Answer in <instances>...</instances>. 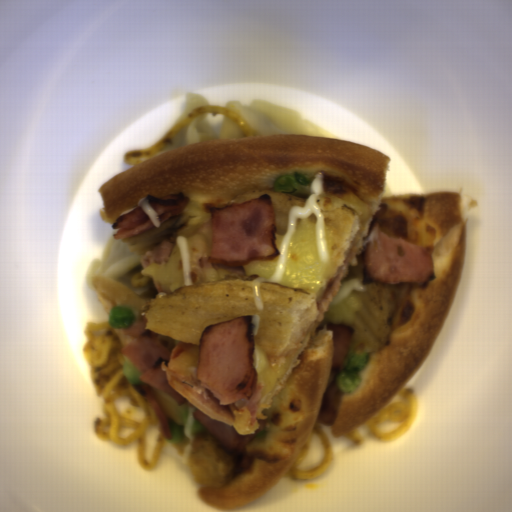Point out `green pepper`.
<instances>
[{
  "mask_svg": "<svg viewBox=\"0 0 512 512\" xmlns=\"http://www.w3.org/2000/svg\"><path fill=\"white\" fill-rule=\"evenodd\" d=\"M122 370L129 385L133 388L134 384L142 383L139 379L140 370L133 363L123 360Z\"/></svg>",
  "mask_w": 512,
  "mask_h": 512,
  "instance_id": "5",
  "label": "green pepper"
},
{
  "mask_svg": "<svg viewBox=\"0 0 512 512\" xmlns=\"http://www.w3.org/2000/svg\"><path fill=\"white\" fill-rule=\"evenodd\" d=\"M177 409L180 413V422H177L171 416H165L171 430L172 437L169 443L175 444L183 441L185 438L184 426L188 423V404L185 402L184 405L180 406L177 404Z\"/></svg>",
  "mask_w": 512,
  "mask_h": 512,
  "instance_id": "4",
  "label": "green pepper"
},
{
  "mask_svg": "<svg viewBox=\"0 0 512 512\" xmlns=\"http://www.w3.org/2000/svg\"><path fill=\"white\" fill-rule=\"evenodd\" d=\"M136 318L131 306L119 304L109 310L108 323L111 329L124 330L132 327Z\"/></svg>",
  "mask_w": 512,
  "mask_h": 512,
  "instance_id": "3",
  "label": "green pepper"
},
{
  "mask_svg": "<svg viewBox=\"0 0 512 512\" xmlns=\"http://www.w3.org/2000/svg\"><path fill=\"white\" fill-rule=\"evenodd\" d=\"M311 179L300 171L280 174L272 182L273 191L296 194L300 186L310 185Z\"/></svg>",
  "mask_w": 512,
  "mask_h": 512,
  "instance_id": "2",
  "label": "green pepper"
},
{
  "mask_svg": "<svg viewBox=\"0 0 512 512\" xmlns=\"http://www.w3.org/2000/svg\"><path fill=\"white\" fill-rule=\"evenodd\" d=\"M370 352H349L342 361L341 369L336 376V384L344 394L354 393L360 386L361 370L365 368Z\"/></svg>",
  "mask_w": 512,
  "mask_h": 512,
  "instance_id": "1",
  "label": "green pepper"
}]
</instances>
